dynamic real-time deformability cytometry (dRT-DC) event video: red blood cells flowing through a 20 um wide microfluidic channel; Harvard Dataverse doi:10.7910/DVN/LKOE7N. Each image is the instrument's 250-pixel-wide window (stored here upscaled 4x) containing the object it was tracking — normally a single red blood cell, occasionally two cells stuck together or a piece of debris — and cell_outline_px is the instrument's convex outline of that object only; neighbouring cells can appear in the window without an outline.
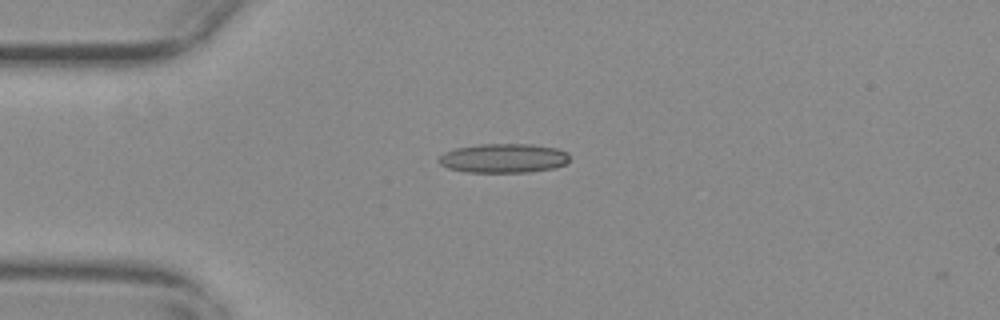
{"species": "common noctule bat (a hibernating species)", "species_latin": "Nyctalus noctula", "temperature_condition": "warm", "stored_images_in_passage": 2, "camera_frame_rate_fps": 3000, "um_per_image_px": 0.085, "animal": {"sex": "female", "body_mass_g": 29.2, "forearm_length_mm": 56.3}, "frame": {"image": 1, "passage_image": 1, "time_ms": 0.0, "image_size_px": [1000, 320], "cell_outline_px": [[568, 160], [564, 164], [552, 168], [528, 172], [468, 172], [448, 168], [440, 164], [440, 156], [444, 152], [456, 148], [480, 144], [532, 144], [556, 148], [568, 152]], "centroid_in_image_um": [42.8, 13.44], "position_along_channel_um": 42.2, "area_um2": 22.08}}